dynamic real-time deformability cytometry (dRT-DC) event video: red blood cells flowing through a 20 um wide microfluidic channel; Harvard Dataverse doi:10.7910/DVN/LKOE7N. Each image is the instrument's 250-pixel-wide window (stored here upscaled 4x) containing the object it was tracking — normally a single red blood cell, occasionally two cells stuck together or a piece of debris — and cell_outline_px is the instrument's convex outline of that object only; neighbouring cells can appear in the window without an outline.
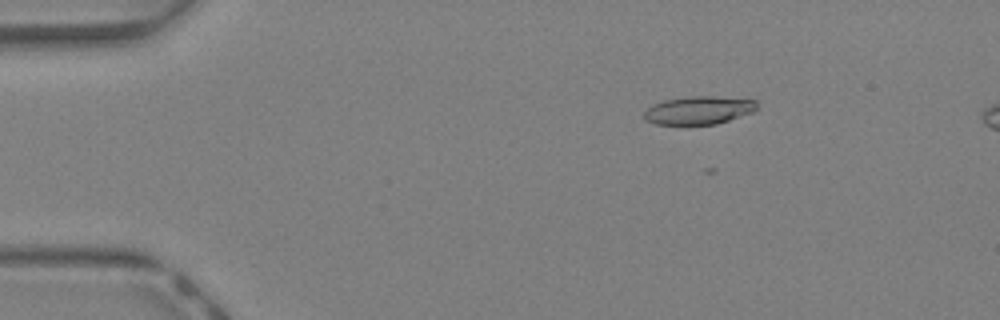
{"species": "Egyptian fruit bat (a non-hibernating species)", "species_latin": "Rousettus aegyptiacus", "temperature_condition": "warm", "stored_images_in_passage": 28, "camera_frame_rate_fps": 3000, "um_per_image_px": 0.085, "animal": {"sex": "female"}, "frame": {"image": 1, "passage_image": 3, "time_ms": 0.667, "image_size_px": [1000, 320], "cell_outline_px": [[756, 108], [752, 112], [716, 124], [656, 124], [644, 120], [644, 112], [652, 104], [664, 100], [688, 96], [712, 96], [756, 100]], "centroid_in_image_um": [59.35, 9.36], "position_along_channel_um": 25.7, "area_um2": 18.32}}
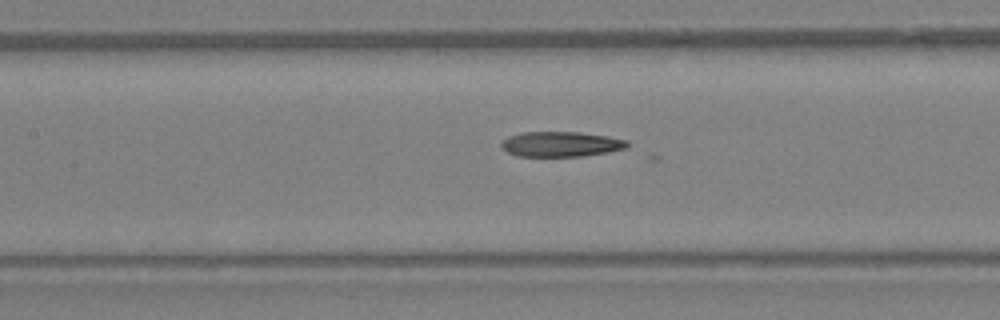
{"frame": {"image": 2, "passage_image": 16, "time_ms": 5.0, "image_size_px": [1000, 320], "cell_outline_px": [[628, 148], [608, 152], [584, 156], [516, 156], [508, 152], [500, 144], [504, 140], [520, 132], [576, 132], [608, 136], [628, 140]], "centroid_in_image_um": [47.73, 12.25], "position_along_channel_um": 159.7, "area_um2": 18.32}}
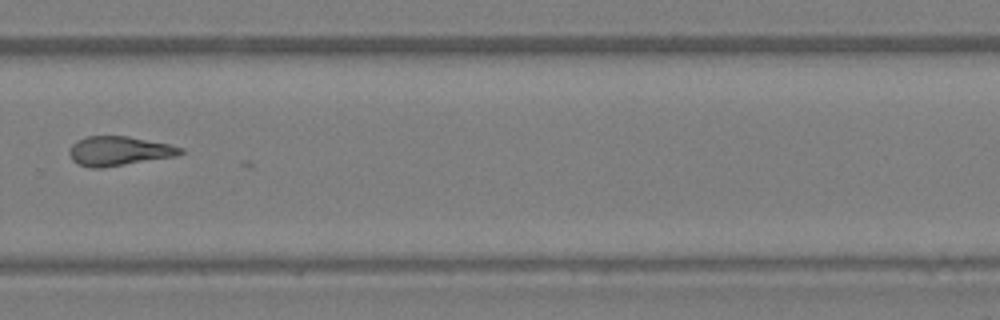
{"frame": {"image": 3, "passage_image": 26, "time_ms": 8.333, "image_size_px": [1000, 320], "cell_outline_px": [[184, 152], [176, 156], [104, 168], [88, 168], [76, 164], [72, 160], [68, 152], [72, 144], [76, 140], [88, 136], [128, 136], [168, 144], [184, 148]], "centroid_in_image_um": [10.07, 12.85], "position_along_channel_um": 319.7, "area_um2": 19.19}}